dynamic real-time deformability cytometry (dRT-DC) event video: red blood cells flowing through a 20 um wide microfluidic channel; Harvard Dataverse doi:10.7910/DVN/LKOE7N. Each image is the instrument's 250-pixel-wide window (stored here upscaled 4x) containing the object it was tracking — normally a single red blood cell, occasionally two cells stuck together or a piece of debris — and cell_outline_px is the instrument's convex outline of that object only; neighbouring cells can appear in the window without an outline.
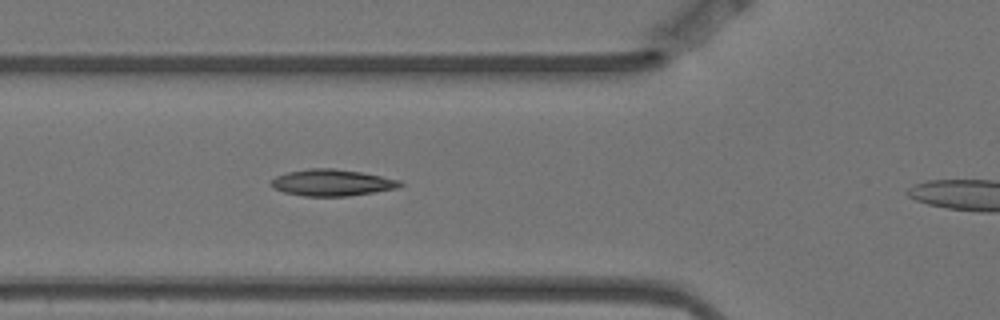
{"species": "Egyptian fruit bat (a non-hibernating species)", "species_latin": "Rousettus aegyptiacus", "temperature_condition": "warm", "stored_images_in_passage": 6, "camera_frame_rate_fps": 3000, "um_per_image_px": 0.085, "animal": {"sex": "female"}, "frame": {"image": 1, "passage_image": 5, "time_ms": 1.333, "image_size_px": [1000, 320], "cell_outline_px": [[404, 184], [400, 188], [348, 196], [304, 196], [284, 192], [272, 188], [272, 180], [276, 176], [288, 172], [308, 168], [332, 168], [360, 172], [400, 180]], "centroid_in_image_um": [28.24, 15.53], "position_along_channel_um": 97.6, "area_um2": 19.88}}